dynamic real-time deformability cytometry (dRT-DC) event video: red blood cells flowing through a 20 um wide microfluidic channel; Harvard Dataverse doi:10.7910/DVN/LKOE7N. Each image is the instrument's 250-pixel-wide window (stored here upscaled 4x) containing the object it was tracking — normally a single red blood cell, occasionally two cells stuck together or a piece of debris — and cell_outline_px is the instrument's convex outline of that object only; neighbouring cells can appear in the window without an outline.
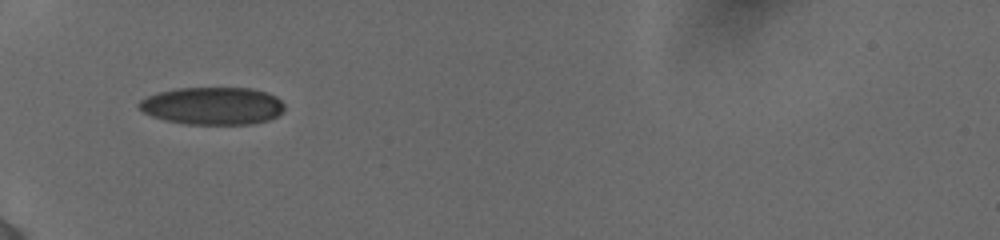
{"species": "human", "species_latin": "Homo sapiens", "temperature_condition": "cold", "stored_images_in_passage": 35, "camera_frame_rate_fps": 3000, "um_per_image_px": 0.085, "donor": {"sex": "female"}, "frame": {"image": 1, "passage_image": 1, "time_ms": 0.0, "image_size_px": [1000, 240], "cell_outline_px": [[284, 112], [268, 120], [252, 124], [184, 124], [164, 120], [152, 116], [144, 112], [136, 104], [140, 100], [156, 92], [176, 88], [252, 88], [268, 92], [276, 96], [284, 104]], "centroid_in_image_um": [18.07, 8.99], "position_along_channel_um": 66.9, "area_um2": 32.14}}
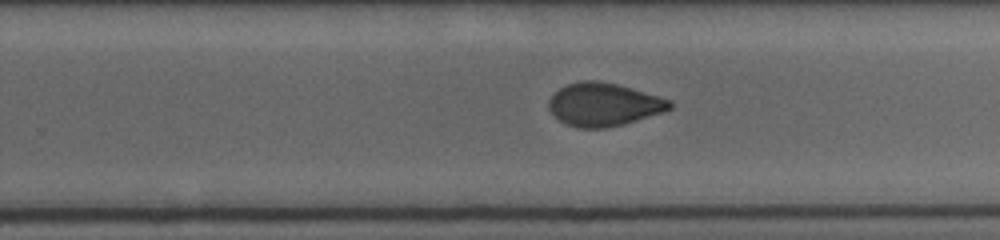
{"frame": {"image": 2, "passage_image": 18, "time_ms": 5.667, "image_size_px": [1000, 240], "cell_outline_px": [[672, 108], [664, 112], [624, 124], [604, 128], [576, 128], [560, 120], [548, 108], [548, 100], [560, 88], [568, 84], [584, 80], [596, 80], [616, 84], [660, 96], [672, 100]], "centroid_in_image_um": [51.35, 8.88], "position_along_channel_um": 278.5, "area_um2": 30.29}}
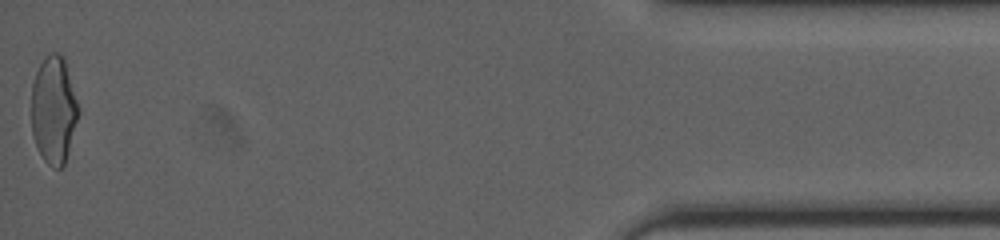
{"frame": {"image": 3, "passage_image": 35, "time_ms": 11.333, "image_size_px": [1000, 240], "cell_outline_px": [[80, 112], [64, 164], [60, 168], [52, 168], [44, 160], [36, 144], [32, 132], [32, 84], [36, 72], [44, 56], [48, 52], [60, 52], [64, 56], [80, 108]], "centroid_in_image_um": [4.58, 9.28], "position_along_channel_um": 430.6, "area_um2": 29.65}, "authors_computed_cell_mechanics": {"area_um2": 30.8652, "velocity_mm_per_s": 3.9054, "shape_relaxation_time_tau1_ms": 4.9294, "shape_relaxation_time_tau2_ms": 1.9246, "deformation_change_tau1": 0.1432, "deformation_change_tau2": 0.054}}